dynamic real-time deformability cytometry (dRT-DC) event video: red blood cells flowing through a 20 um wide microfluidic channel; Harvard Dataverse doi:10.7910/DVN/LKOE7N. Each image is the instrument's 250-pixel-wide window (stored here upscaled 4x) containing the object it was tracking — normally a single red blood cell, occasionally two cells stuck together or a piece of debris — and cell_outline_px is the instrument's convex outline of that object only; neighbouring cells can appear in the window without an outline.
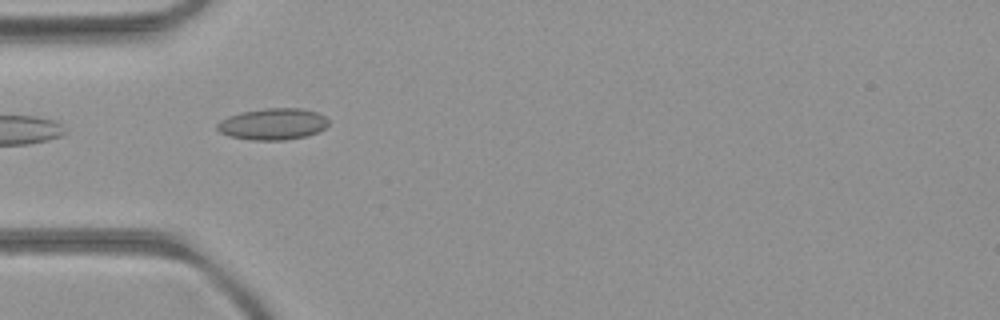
{"species": "common noctule bat (a hibernating species)", "species_latin": "Nyctalus noctula", "temperature_condition": "room temperature", "stored_images_in_passage": 6, "camera_frame_rate_fps": 3000, "um_per_image_px": 0.085, "animal": {"sex": "female", "body_mass_g": 21.9}, "frame": {"image": 1, "passage_image": 1, "time_ms": 0.0, "image_size_px": [1000, 320], "cell_outline_px": [[328, 124], [324, 128], [316, 132], [304, 136], [284, 140], [252, 140], [228, 136], [220, 132], [216, 128], [216, 124], [220, 120], [228, 116], [240, 112], [268, 108], [300, 108], [316, 112], [324, 116], [328, 120]], "centroid_in_image_um": [23.14, 10.54], "position_along_channel_um": 61.9, "area_um2": 20.35}}